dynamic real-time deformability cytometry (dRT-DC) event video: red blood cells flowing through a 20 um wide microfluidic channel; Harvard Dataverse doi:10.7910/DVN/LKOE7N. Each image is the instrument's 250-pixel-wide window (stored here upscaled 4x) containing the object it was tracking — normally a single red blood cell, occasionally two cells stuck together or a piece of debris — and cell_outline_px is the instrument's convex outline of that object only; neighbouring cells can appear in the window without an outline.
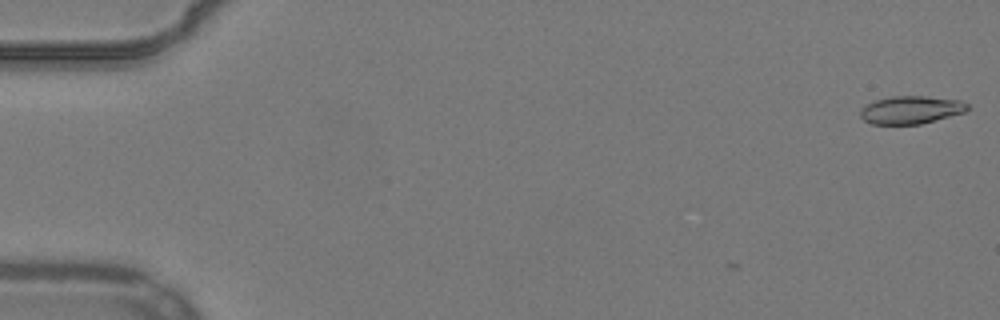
{"species": "common noctule bat (a hibernating species)", "species_latin": "Nyctalus noctula", "temperature_condition": "warm", "stored_images_in_passage": 43, "camera_frame_rate_fps": 3000, "um_per_image_px": 0.085, "animal": {"sex": "male", "body_mass_g": 19.2, "forearm_length_mm": 51.8}, "frame": {"image": 1, "passage_image": 1, "time_ms": 0.0, "image_size_px": [1000, 320], "cell_outline_px": [[968, 108], [964, 112], [920, 124], [872, 124], [864, 120], [860, 116], [860, 108], [876, 100], [892, 96], [924, 96], [960, 100], [968, 104]], "centroid_in_image_um": [77.4, 9.34], "position_along_channel_um": 7.6, "area_um2": 17.22}}
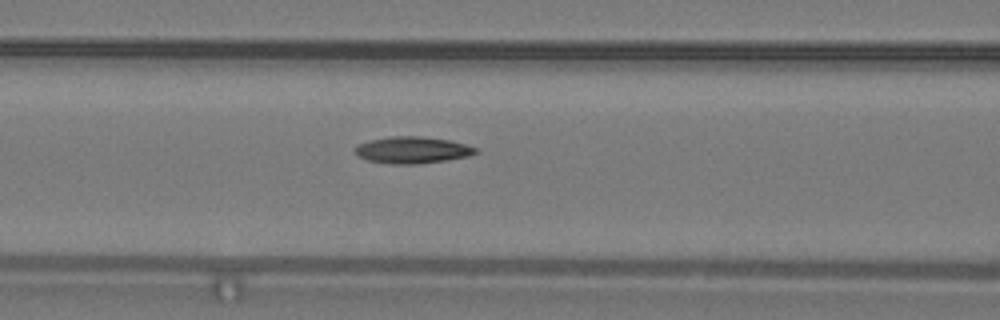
{"frame": {"image": 2, "passage_image": 23, "time_ms": 7.333, "image_size_px": [1000, 320], "cell_outline_px": [[480, 152], [468, 156], [448, 160], [416, 164], [388, 164], [368, 160], [356, 156], [352, 152], [360, 144], [372, 140], [392, 136], [420, 136], [448, 140], [464, 144], [476, 148]], "centroid_in_image_um": [35.04, 12.76], "position_along_channel_um": 131.6, "area_um2": 18.73}}
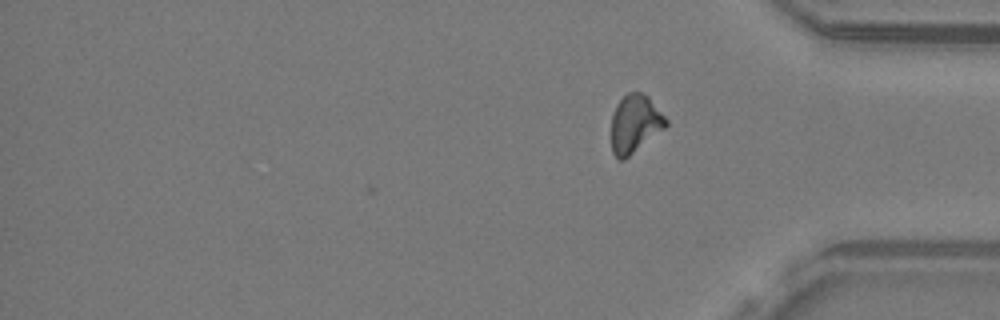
{"frame": {"image": 3, "passage_image": 43, "time_ms": 14.0, "image_size_px": [1000, 320], "cell_outline_px": [[668, 124], [664, 128], [624, 160], [620, 160], [612, 152], [612, 116], [616, 104], [628, 92], [640, 92], [648, 96], [668, 120]], "centroid_in_image_um": [53.97, 10.51], "position_along_channel_um": 381.2, "area_um2": 18.21}, "authors_computed_cell_mechanics": {"area_um2": 17.9758, "velocity_mm_per_s": 3.8743, "shape_relaxation_time_tau1_ms": null, "shape_relaxation_time_tau2_ms": 6.4691, "deformation_change_tau1": null, "deformation_change_tau2": 0.1441}}